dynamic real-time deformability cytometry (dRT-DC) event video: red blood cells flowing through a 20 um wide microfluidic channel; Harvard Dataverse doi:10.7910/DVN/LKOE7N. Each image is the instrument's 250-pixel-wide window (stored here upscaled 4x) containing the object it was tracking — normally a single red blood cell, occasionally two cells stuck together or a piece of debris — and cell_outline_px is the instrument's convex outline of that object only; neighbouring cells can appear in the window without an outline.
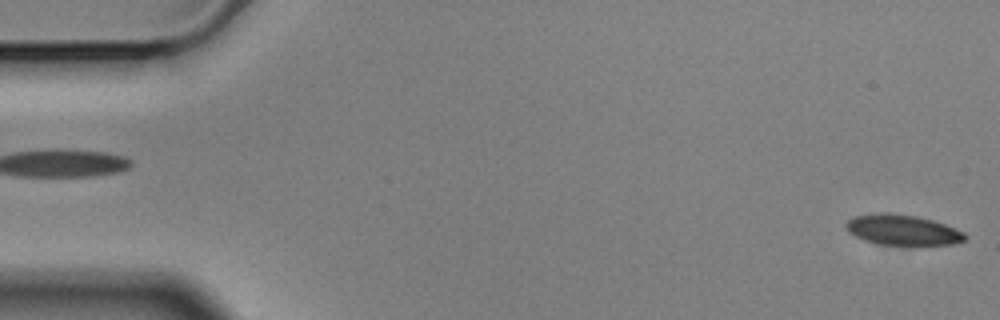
{"species": "Egyptian fruit bat (a non-hibernating species)", "species_latin": "Rousettus aegyptiacus", "temperature_condition": "cold", "stored_images_in_passage": 5, "camera_frame_rate_fps": 3000, "um_per_image_px": 0.085, "animal": {"sex": "male"}, "frame": {"image": 1, "passage_image": 1, "time_ms": 0.0, "image_size_px": [1000, 320], "cell_outline_px": [[968, 236], [964, 240], [952, 244], [880, 244], [864, 240], [848, 232], [844, 224], [848, 220], [856, 216], [880, 212], [888, 212], [916, 216], [932, 220], [944, 224], [964, 232]], "centroid_in_image_um": [76.69, 19.53], "position_along_channel_um": 8.3, "area_um2": 20.81}}
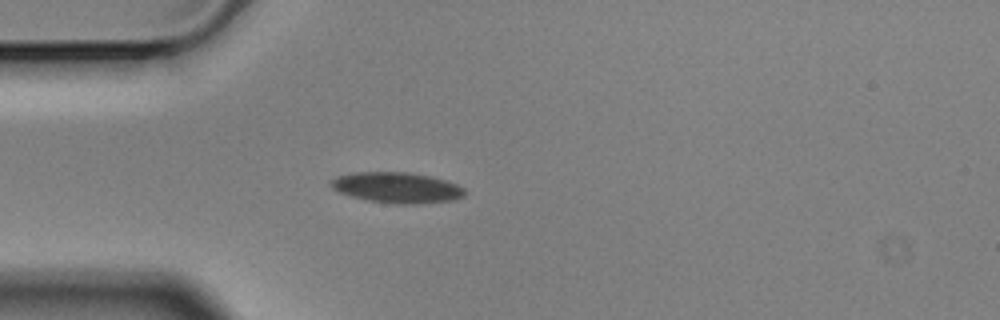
{"frame": {"image": 2, "passage_image": 5, "time_ms": 1.333, "image_size_px": [1000, 320], "cell_outline_px": [[464, 196], [456, 200], [420, 204], [396, 204], [368, 200], [352, 196], [340, 192], [332, 188], [328, 180], [336, 176], [352, 172], [408, 172], [432, 176], [456, 184], [464, 188]], "centroid_in_image_um": [33.73, 15.94], "position_along_channel_um": 51.3, "area_um2": 24.1}}